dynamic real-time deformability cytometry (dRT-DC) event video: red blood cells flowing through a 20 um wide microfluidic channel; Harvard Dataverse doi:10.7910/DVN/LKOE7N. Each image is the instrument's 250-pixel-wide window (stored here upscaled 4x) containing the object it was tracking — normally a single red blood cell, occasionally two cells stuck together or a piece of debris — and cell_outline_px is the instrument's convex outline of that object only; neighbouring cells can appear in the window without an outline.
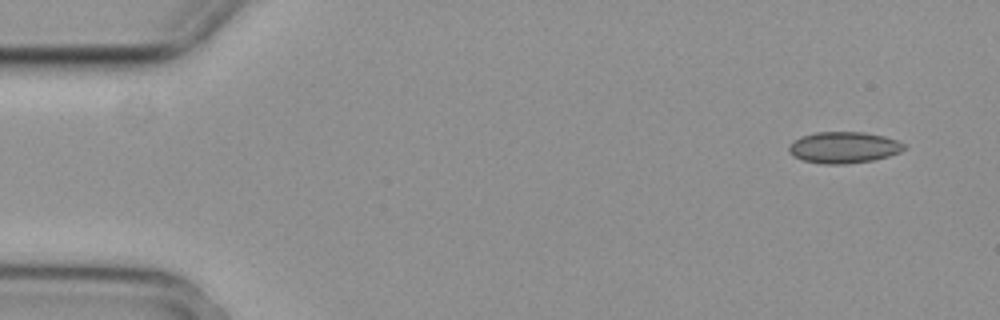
{"species": "common noctule bat (a hibernating species)", "species_latin": "Nyctalus noctula", "temperature_condition": "cold", "stored_images_in_passage": 6, "camera_frame_rate_fps": 3000, "um_per_image_px": 0.085, "animal": {"sex": "female", "body_mass_g": 29.2, "forearm_length_mm": 56.3}, "frame": {"image": 1, "passage_image": 1, "time_ms": 0.0, "image_size_px": [1000, 320], "cell_outline_px": [[908, 148], [900, 152], [888, 156], [872, 160], [844, 164], [820, 164], [804, 160], [796, 156], [788, 148], [800, 136], [816, 132], [864, 132], [884, 136], [896, 140], [904, 144]], "centroid_in_image_um": [71.77, 12.53], "position_along_channel_um": 13.2, "area_um2": 20.81}}
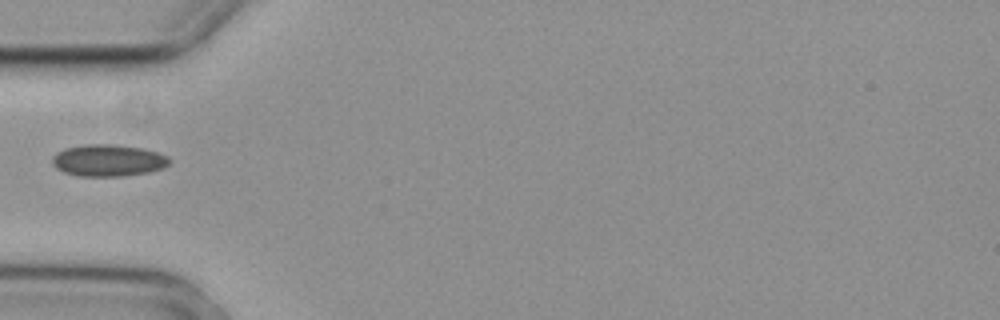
{"frame": {"image": 2, "passage_image": 5, "time_ms": 1.333, "image_size_px": [1000, 320], "cell_outline_px": [[172, 160], [164, 168], [148, 172], [124, 176], [76, 176], [64, 172], [56, 168], [52, 164], [52, 156], [56, 152], [64, 148], [84, 144], [112, 144], [144, 148], [168, 156]], "centroid_in_image_um": [9.18, 13.63], "position_along_channel_um": 75.8, "area_um2": 22.02}}
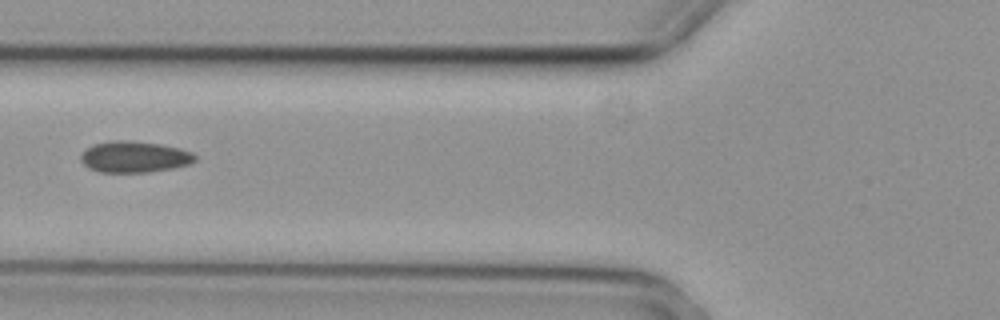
{"frame": {"image": 3, "passage_image": 6, "time_ms": 1.667, "image_size_px": [1000, 320], "cell_outline_px": [[196, 160], [188, 164], [172, 168], [148, 172], [100, 172], [88, 168], [80, 160], [80, 156], [92, 144], [112, 140], [128, 140], [160, 144], [180, 148], [192, 152], [196, 156]], "centroid_in_image_um": [11.41, 13.33], "position_along_channel_um": 114.4, "area_um2": 20.81}}